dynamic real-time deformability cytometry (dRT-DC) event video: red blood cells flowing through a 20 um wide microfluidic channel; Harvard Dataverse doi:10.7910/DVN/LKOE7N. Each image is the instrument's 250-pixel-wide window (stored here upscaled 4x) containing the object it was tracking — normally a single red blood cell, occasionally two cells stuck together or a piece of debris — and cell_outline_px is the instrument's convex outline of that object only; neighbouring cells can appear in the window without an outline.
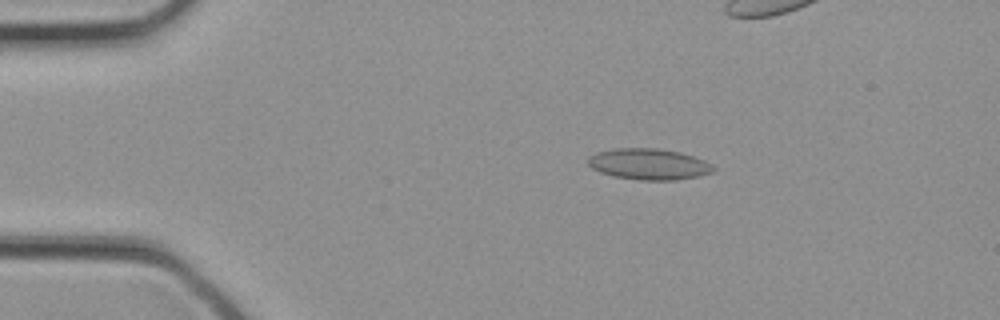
{"species": "common noctule bat (a hibernating species)", "species_latin": "Nyctalus noctula", "temperature_condition": "cold", "stored_images_in_passage": 7, "camera_frame_rate_fps": 3000, "um_per_image_px": 0.085, "animal": {"sex": "female", "body_mass_g": 21.9}, "frame": {"image": 1, "passage_image": 3, "time_ms": 0.667, "image_size_px": [1000, 320], "cell_outline_px": [[716, 168], [712, 172], [700, 176], [676, 180], [640, 180], [612, 176], [600, 172], [592, 168], [588, 164], [588, 156], [596, 152], [612, 148], [656, 148], [680, 152], [704, 160], [712, 164]], "centroid_in_image_um": [55.14, 13.95], "position_along_channel_um": 29.9, "area_um2": 22.89}}